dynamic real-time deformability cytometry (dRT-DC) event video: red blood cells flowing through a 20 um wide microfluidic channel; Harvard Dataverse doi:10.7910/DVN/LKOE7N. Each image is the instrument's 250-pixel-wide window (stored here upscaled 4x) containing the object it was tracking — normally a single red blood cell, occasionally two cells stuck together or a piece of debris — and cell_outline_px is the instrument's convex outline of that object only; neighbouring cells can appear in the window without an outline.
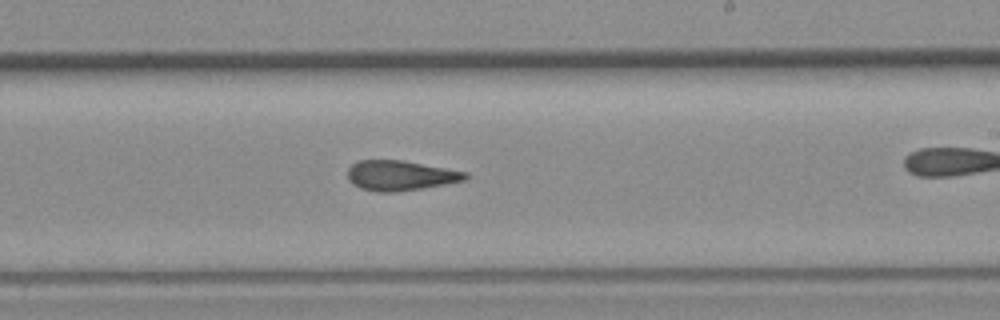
{"species": "common noctule bat (a hibernating species)", "species_latin": "Nyctalus noctula", "temperature_condition": "room temperature", "stored_images_in_passage": 33, "camera_frame_rate_fps": 3000, "um_per_image_px": 0.085, "animal": {"sex": "female", "body_mass_g": 19.3, "forearm_length_mm": 54.1}, "frame": {"image": 1, "passage_image": 19, "time_ms": 6.0, "image_size_px": [1000, 320], "cell_outline_px": [[468, 176], [464, 180], [444, 184], [396, 192], [376, 192], [360, 188], [352, 184], [348, 180], [348, 168], [352, 164], [360, 160], [400, 160], [468, 172]], "centroid_in_image_um": [33.98, 14.92], "position_along_channel_um": 255.0, "area_um2": 20.4}}
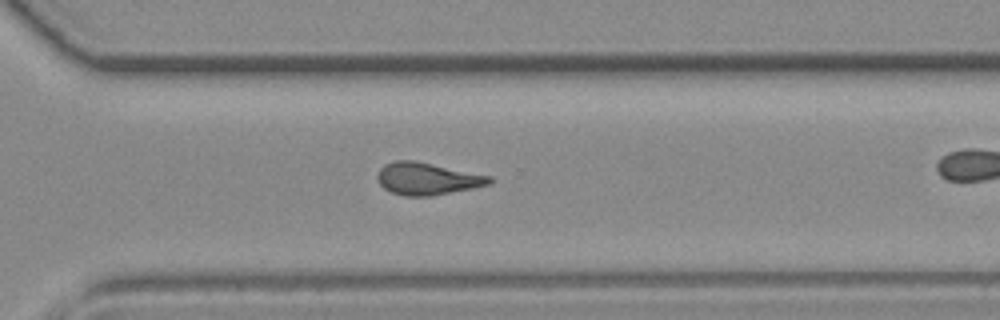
{"frame": {"image": 2, "passage_image": 24, "time_ms": 7.667, "image_size_px": [1000, 320], "cell_outline_px": [[492, 184], [432, 196], [404, 196], [392, 192], [384, 188], [376, 180], [376, 176], [380, 168], [384, 164], [396, 160], [416, 160], [492, 176]], "centroid_in_image_um": [36.31, 15.18], "position_along_channel_um": 334.3, "area_um2": 21.27}}